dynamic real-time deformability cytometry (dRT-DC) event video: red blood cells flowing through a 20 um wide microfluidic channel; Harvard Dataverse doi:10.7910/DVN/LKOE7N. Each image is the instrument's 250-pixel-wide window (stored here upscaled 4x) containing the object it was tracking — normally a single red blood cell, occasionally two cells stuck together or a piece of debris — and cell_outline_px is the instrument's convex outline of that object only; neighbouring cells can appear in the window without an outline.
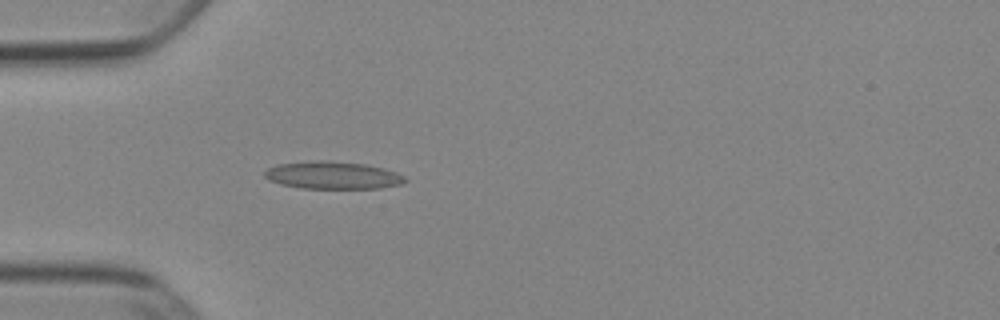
{"species": "Egyptian fruit bat (a non-hibernating species)", "species_latin": "Rousettus aegyptiacus", "temperature_condition": "cold", "stored_images_in_passage": 37, "camera_frame_rate_fps": 3000, "um_per_image_px": 0.085, "animal": {"sex": "female"}, "frame": {"image": 1, "passage_image": 1, "time_ms": 0.0, "image_size_px": [1000, 320], "cell_outline_px": [[408, 180], [400, 184], [380, 188], [300, 188], [280, 184], [268, 180], [264, 176], [264, 172], [268, 168], [276, 164], [320, 160], [364, 164], [384, 168], [396, 172], [404, 176]], "centroid_in_image_um": [28.26, 14.9], "position_along_channel_um": 56.7, "area_um2": 22.43}}
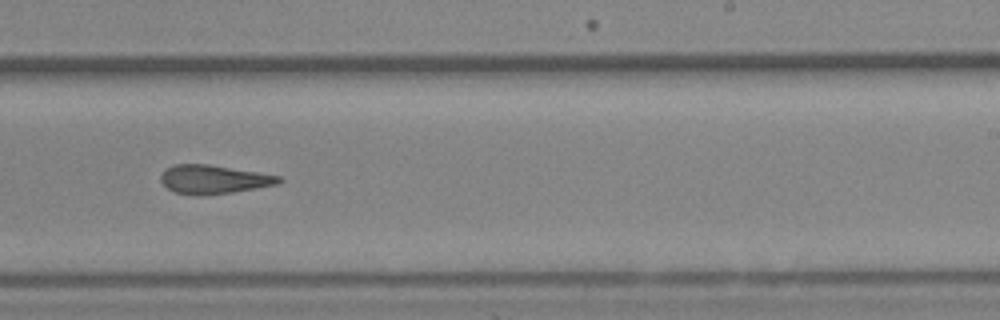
{"frame": {"image": 2, "passage_image": 18, "time_ms": 5.667, "image_size_px": [1000, 320], "cell_outline_px": [[284, 180], [280, 184], [232, 192], [176, 192], [168, 188], [160, 180], [160, 176], [172, 164], [208, 164], [280, 176]], "centroid_in_image_um": [18.22, 15.2], "position_along_channel_um": 270.8, "area_um2": 18.79}}
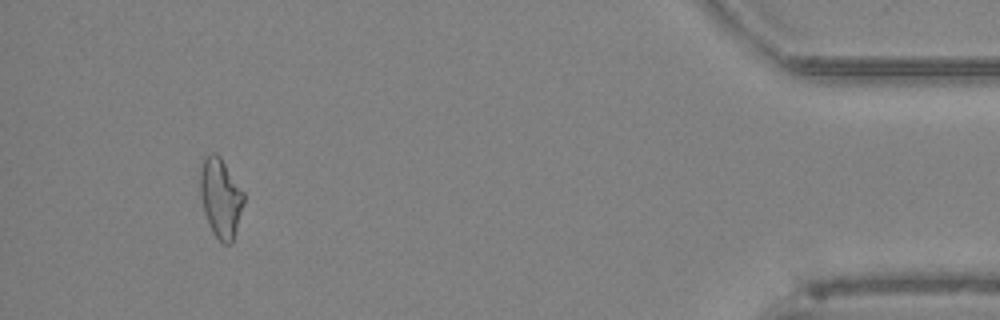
{"frame": {"image": 3, "passage_image": 34, "time_ms": 11.0, "image_size_px": [1000, 320], "cell_outline_px": [[244, 204], [232, 244], [224, 244], [212, 232], [208, 224], [204, 212], [200, 192], [200, 172], [204, 156], [208, 152], [216, 152], [220, 156], [244, 192]], "centroid_in_image_um": [18.75, 16.8], "position_along_channel_um": 416.4, "area_um2": 20.29}, "authors_computed_cell_mechanics": {"area_um2": 20.1722, "velocity_mm_per_s": 3.9157, "shape_relaxation_time_tau1_ms": null, "shape_relaxation_time_tau2_ms": 4.5182, "deformation_change_tau1": null, "deformation_change_tau2": 0.1475}}